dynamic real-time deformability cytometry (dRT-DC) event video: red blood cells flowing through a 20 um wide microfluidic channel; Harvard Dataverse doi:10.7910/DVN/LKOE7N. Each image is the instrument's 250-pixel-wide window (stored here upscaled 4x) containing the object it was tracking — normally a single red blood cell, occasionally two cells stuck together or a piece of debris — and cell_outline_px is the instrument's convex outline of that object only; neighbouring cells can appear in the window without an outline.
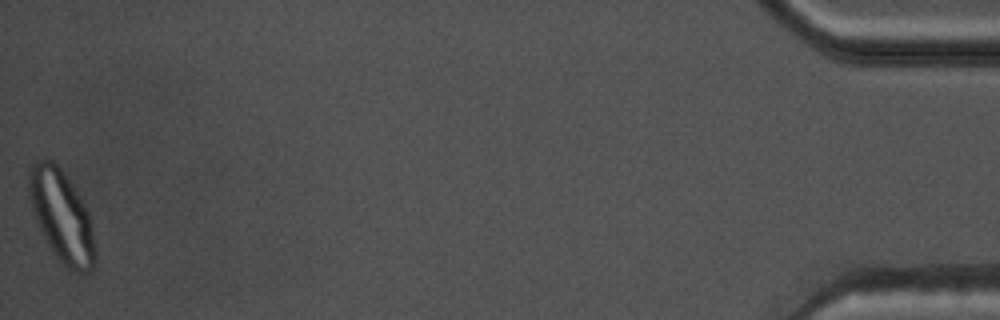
{"species": "common noctule bat (a hibernating species)", "species_latin": "Nyctalus noctula", "temperature_condition": "warm", "stored_images_in_passage": 53, "camera_frame_rate_fps": 3000, "um_per_image_px": 0.085, "animal": {"sex": "male", "body_mass_g": 17.5, "forearm_length_mm": 52.3}, "frame": {"image": 1, "passage_image": 53, "time_ms": 17.333, "image_size_px": [1000, 320], "cell_outline_px": [[96, 264], [88, 272], [76, 272], [68, 268], [60, 260], [48, 244], [36, 220], [28, 196], [28, 176], [32, 164], [36, 160], [44, 156], [52, 160], [60, 168], [80, 196], [88, 212], [92, 228], [96, 252]], "centroid_in_image_um": [5.24, 18.34], "position_along_channel_um": 430.0, "area_um2": 35.2}}